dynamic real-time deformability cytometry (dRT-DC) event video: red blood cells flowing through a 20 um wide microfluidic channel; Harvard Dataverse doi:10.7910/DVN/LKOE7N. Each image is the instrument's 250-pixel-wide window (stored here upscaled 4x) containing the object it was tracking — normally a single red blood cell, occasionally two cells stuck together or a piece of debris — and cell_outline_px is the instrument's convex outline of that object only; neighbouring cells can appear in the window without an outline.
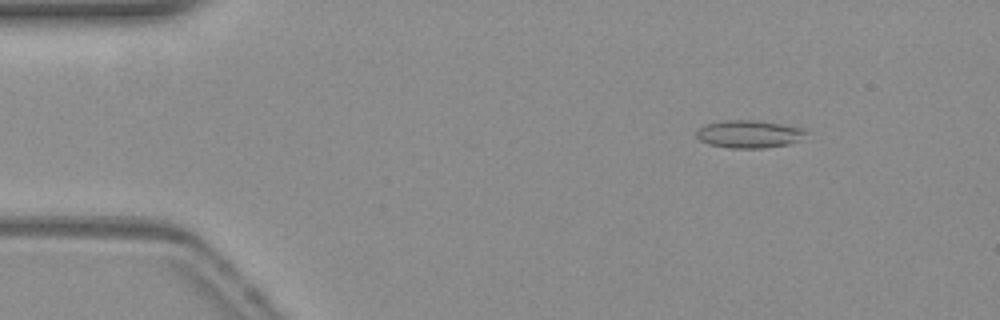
{"species": "common noctule bat (a hibernating species)", "species_latin": "Nyctalus noctula", "temperature_condition": "warm", "stored_images_in_passage": 15, "camera_frame_rate_fps": 3000, "um_per_image_px": 0.085, "animal": {"sex": "female", "body_mass_g": 19.3, "forearm_length_mm": 54.1}, "frame": {"image": 1, "passage_image": 7, "time_ms": 2.0, "image_size_px": [1000, 320], "cell_outline_px": [[808, 132], [796, 140], [788, 144], [764, 148], [732, 148], [708, 144], [700, 140], [696, 136], [696, 132], [704, 124], [728, 120], [752, 120], [780, 124], [804, 128]], "centroid_in_image_um": [63.63, 11.39], "position_along_channel_um": 21.4, "area_um2": 17.4}}